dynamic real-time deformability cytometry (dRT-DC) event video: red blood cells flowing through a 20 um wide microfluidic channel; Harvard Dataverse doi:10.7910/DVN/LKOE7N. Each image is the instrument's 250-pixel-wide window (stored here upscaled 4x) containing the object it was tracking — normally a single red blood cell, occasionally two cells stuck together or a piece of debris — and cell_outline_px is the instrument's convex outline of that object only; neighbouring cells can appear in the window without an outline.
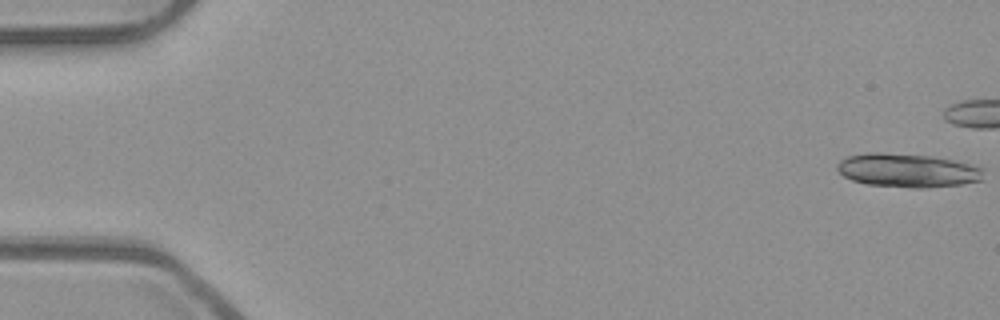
{"species": "common noctule bat (a hibernating species)", "species_latin": "Nyctalus noctula", "temperature_condition": "room temperature", "stored_images_in_passage": 24, "camera_frame_rate_fps": 3000, "um_per_image_px": 0.085, "animal": {"sex": "male", "body_mass_g": 23.1, "forearm_length_mm": 52.7}, "frame": {"image": 1, "passage_image": 1, "time_ms": 0.0, "image_size_px": [1000, 320], "cell_outline_px": [[984, 180], [960, 184], [928, 188], [912, 188], [868, 184], [852, 180], [844, 176], [836, 168], [836, 164], [840, 160], [848, 156], [868, 152], [880, 152], [932, 156], [952, 160], [984, 168]], "centroid_in_image_um": [77.15, 14.48], "position_along_channel_um": 7.9, "area_um2": 28.84}}